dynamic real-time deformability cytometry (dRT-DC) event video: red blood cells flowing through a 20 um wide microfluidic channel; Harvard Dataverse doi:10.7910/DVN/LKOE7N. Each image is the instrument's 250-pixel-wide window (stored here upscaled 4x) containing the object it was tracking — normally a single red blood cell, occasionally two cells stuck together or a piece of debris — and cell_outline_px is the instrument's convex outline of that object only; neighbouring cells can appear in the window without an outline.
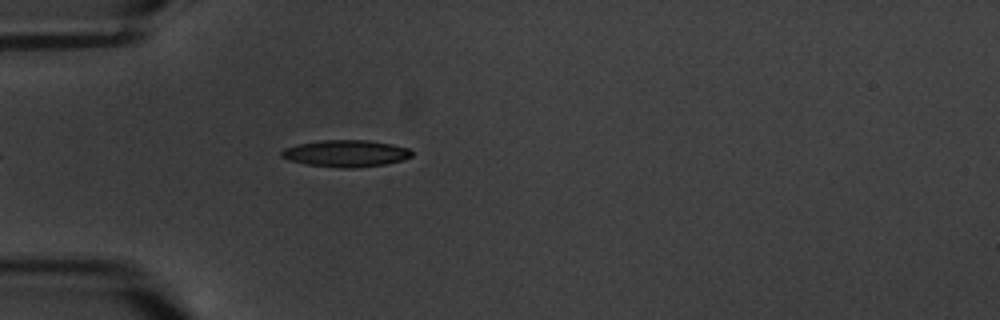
{"species": "common noctule bat (a hibernating species)", "species_latin": "Nyctalus noctula", "temperature_condition": "warm", "stored_images_in_passage": 1, "camera_frame_rate_fps": 3000, "um_per_image_px": 0.085, "animal": {"sex": "male", "body_mass_g": 20.1, "forearm_length_mm": 53.5}, "frame": {"image": 1, "passage_image": 1, "time_ms": 0.0, "image_size_px": [1000, 320], "cell_outline_px": [[412, 156], [404, 160], [384, 164], [352, 168], [340, 168], [308, 164], [288, 160], [280, 156], [280, 152], [284, 148], [296, 144], [324, 140], [368, 140], [392, 144], [408, 148], [412, 152]], "centroid_in_image_um": [29.39, 13.04], "position_along_channel_um": 55.6, "area_um2": 20.35}}